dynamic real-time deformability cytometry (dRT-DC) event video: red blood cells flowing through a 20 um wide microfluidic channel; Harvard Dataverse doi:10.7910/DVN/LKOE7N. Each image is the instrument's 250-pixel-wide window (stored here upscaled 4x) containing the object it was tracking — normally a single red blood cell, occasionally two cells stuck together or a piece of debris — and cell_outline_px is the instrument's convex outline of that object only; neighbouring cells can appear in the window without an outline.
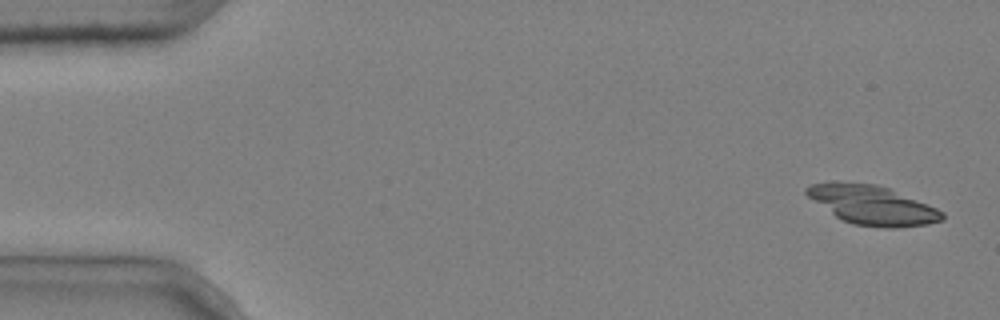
{"species": "common noctule bat (a hibernating species)", "species_latin": "Nyctalus noctula", "temperature_condition": "cold", "stored_images_in_passage": 5, "camera_frame_rate_fps": 3000, "um_per_image_px": 0.085, "animal": {"sex": "male", "body_mass_g": 20.4}, "frame": {"image": 1, "passage_image": 1, "time_ms": 0.0, "image_size_px": [1000, 320], "cell_outline_px": [[944, 220], [928, 224], [896, 228], [888, 228], [852, 224], [836, 216], [808, 196], [804, 192], [804, 188], [812, 184], [876, 184], [888, 188], [936, 208], [944, 212]], "centroid_in_image_um": [74.21, 17.47], "position_along_channel_um": 10.8, "area_um2": 29.82}}